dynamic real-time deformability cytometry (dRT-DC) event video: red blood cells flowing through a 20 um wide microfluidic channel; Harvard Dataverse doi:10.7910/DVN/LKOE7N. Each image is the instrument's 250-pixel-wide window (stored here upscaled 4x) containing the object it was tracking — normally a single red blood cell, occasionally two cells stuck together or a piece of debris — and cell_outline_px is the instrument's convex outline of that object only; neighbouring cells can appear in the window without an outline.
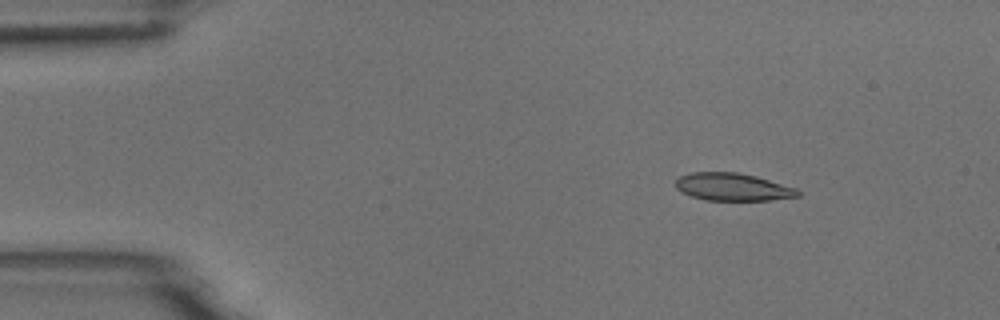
{"species": "common noctule bat (a hibernating species)", "species_latin": "Nyctalus noctula", "temperature_condition": "room temperature", "stored_images_in_passage": 6, "camera_frame_rate_fps": 3000, "um_per_image_px": 0.085, "animal": {"sex": "male", "body_mass_g": 18.8}, "frame": {"image": 1, "passage_image": 2, "time_ms": 0.333, "image_size_px": [1000, 320], "cell_outline_px": [[800, 196], [768, 200], [704, 200], [680, 192], [676, 188], [676, 180], [680, 176], [692, 172], [736, 172], [756, 176], [796, 188], [800, 192]], "centroid_in_image_um": [62.26, 15.89], "position_along_channel_um": 22.7, "area_um2": 19.59}}
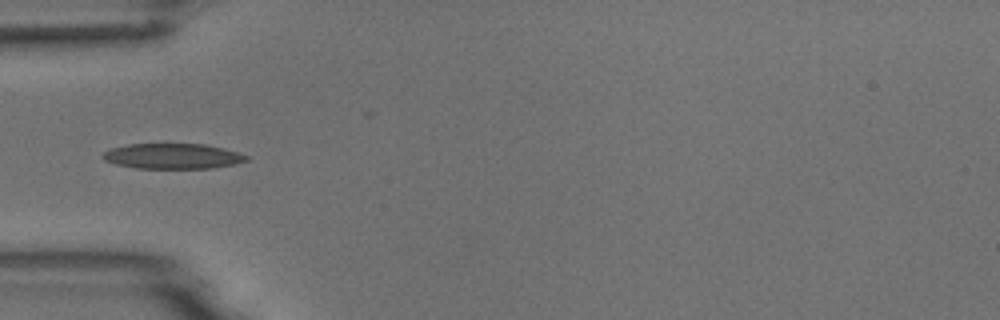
{"frame": {"image": 2, "passage_image": 5, "time_ms": 1.333, "image_size_px": [1000, 320], "cell_outline_px": [[248, 160], [236, 164], [212, 168], [136, 168], [116, 164], [104, 160], [100, 156], [104, 152], [112, 148], [128, 144], [204, 144], [224, 148], [248, 156]], "centroid_in_image_um": [14.67, 13.27], "position_along_channel_um": 70.3, "area_um2": 21.15}}